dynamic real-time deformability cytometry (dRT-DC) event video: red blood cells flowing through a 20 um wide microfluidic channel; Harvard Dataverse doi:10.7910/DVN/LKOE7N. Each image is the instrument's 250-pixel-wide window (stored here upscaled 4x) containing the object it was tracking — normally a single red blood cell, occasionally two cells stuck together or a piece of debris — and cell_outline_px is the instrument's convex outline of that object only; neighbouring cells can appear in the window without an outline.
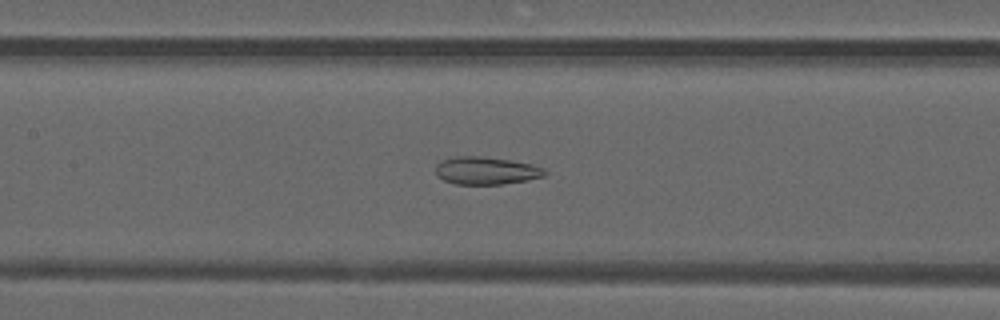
{"species": "common noctule bat (a hibernating species)", "species_latin": "Nyctalus noctula", "temperature_condition": "warm", "stored_images_in_passage": 49, "camera_frame_rate_fps": 3000, "um_per_image_px": 0.085, "animal": {"sex": "male", "forearm_length_mm": 52.5}, "frame": {"image": 1, "passage_image": 22, "time_ms": 7.0, "image_size_px": [1000, 320], "cell_outline_px": [[548, 172], [544, 176], [528, 180], [500, 184], [456, 184], [444, 180], [436, 176], [436, 164], [444, 160], [456, 156], [480, 156], [508, 160], [532, 164], [544, 168]], "centroid_in_image_um": [41.33, 14.51], "position_along_channel_um": 166.1, "area_um2": 17.51}}
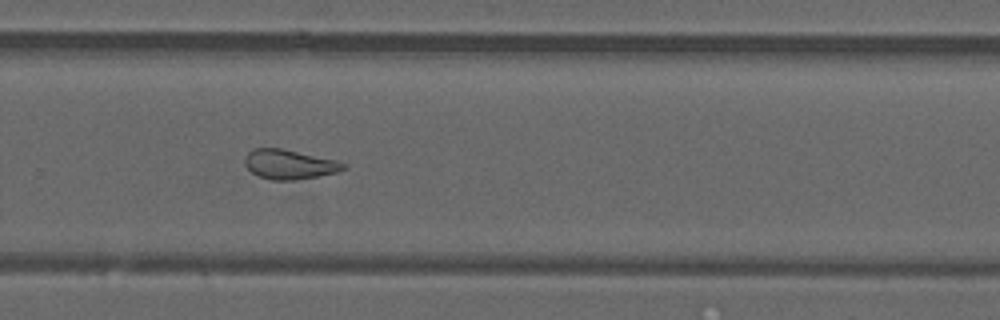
{"frame": {"image": 2, "passage_image": 32, "time_ms": 10.333, "image_size_px": [1000, 320], "cell_outline_px": [[344, 168], [336, 172], [296, 180], [272, 180], [260, 176], [252, 172], [244, 164], [244, 160], [248, 152], [256, 148], [280, 148], [336, 160], [344, 164]], "centroid_in_image_um": [24.54, 13.97], "position_along_channel_um": 305.3, "area_um2": 16.59}}
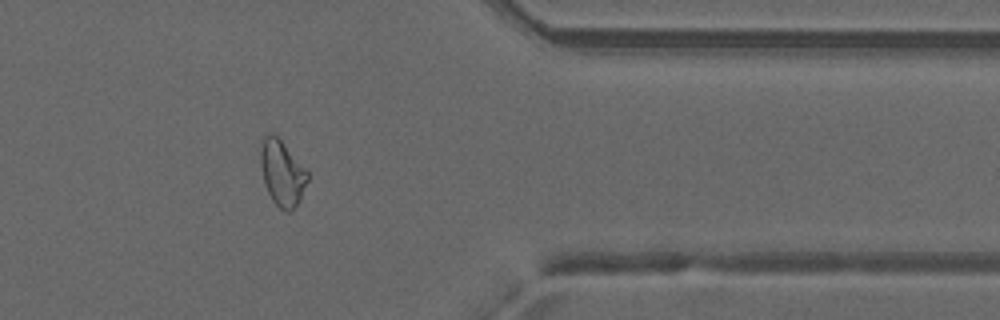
{"frame": {"image": 3, "passage_image": 39, "time_ms": 12.667, "image_size_px": [1000, 320], "cell_outline_px": [[308, 180], [300, 200], [288, 212], [284, 212], [272, 200], [264, 184], [260, 164], [260, 152], [264, 136], [268, 132], [272, 132], [280, 140], [308, 172]], "centroid_in_image_um": [23.96, 14.71], "position_along_channel_um": 387.4, "area_um2": 17.69}, "authors_computed_cell_mechanics": {"area_um2": 20.808, "velocity_mm_per_s": 4.1952, "shape_relaxation_time_tau1_ms": null, "shape_relaxation_time_tau2_ms": 1.7104, "deformation_change_tau1": null, "deformation_change_tau2": 0.1009}}